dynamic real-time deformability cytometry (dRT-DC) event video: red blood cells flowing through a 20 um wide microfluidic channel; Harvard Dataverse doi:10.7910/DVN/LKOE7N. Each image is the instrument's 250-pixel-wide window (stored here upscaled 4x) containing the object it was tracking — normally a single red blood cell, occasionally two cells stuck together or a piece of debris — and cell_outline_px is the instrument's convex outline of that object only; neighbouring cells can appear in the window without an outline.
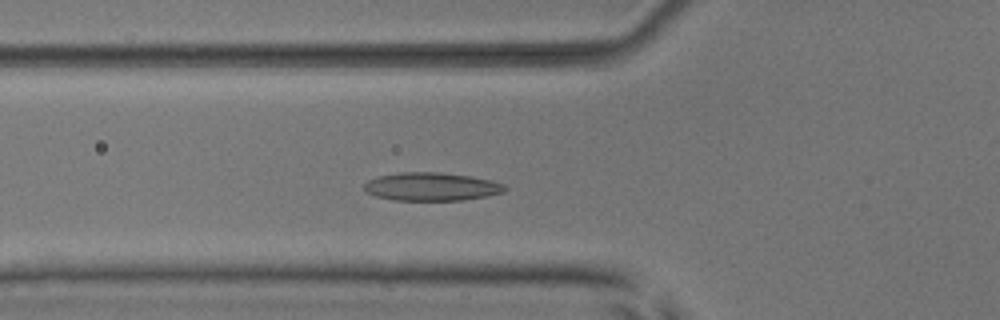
{"species": "common noctule bat (a hibernating species)", "species_latin": "Nyctalus noctula", "temperature_condition": "room temperature", "stored_images_in_passage": 51, "camera_frame_rate_fps": 3000, "um_per_image_px": 0.085, "animal": {"sex": "male", "body_mass_g": 17.9, "forearm_length_mm": 54.2}, "frame": {"image": 1, "passage_image": 16, "time_ms": 5.0, "image_size_px": [1000, 320], "cell_outline_px": [[508, 188], [504, 192], [464, 200], [392, 200], [376, 196], [364, 192], [364, 184], [368, 180], [380, 176], [400, 172], [440, 172], [472, 176], [492, 180], [504, 184]], "centroid_in_image_um": [36.68, 15.86], "position_along_channel_um": 89.1, "area_um2": 23.24}}
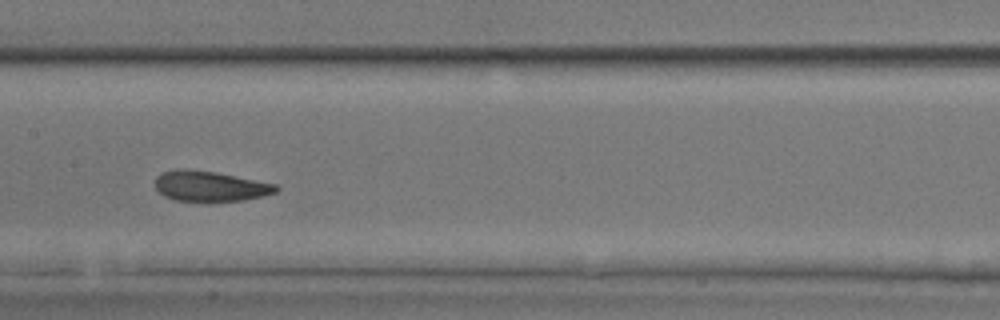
{"frame": {"image": 2, "passage_image": 24, "time_ms": 7.667, "image_size_px": [1000, 320], "cell_outline_px": [[280, 188], [276, 192], [264, 196], [244, 200], [176, 200], [164, 196], [156, 188], [156, 176], [164, 172], [184, 168], [216, 172], [276, 184]], "centroid_in_image_um": [17.89, 15.81], "position_along_channel_um": 189.5, "area_um2": 20.98}}
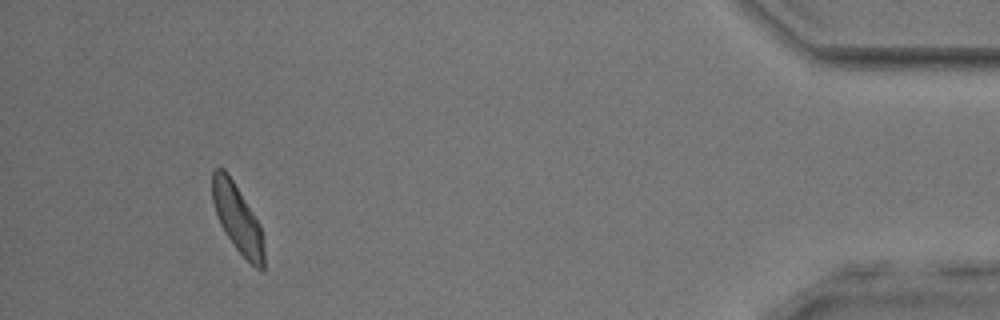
{"frame": {"image": 3, "passage_image": 47, "time_ms": 15.333, "image_size_px": [1000, 320], "cell_outline_px": [[264, 272], [260, 272], [236, 248], [224, 232], [220, 224], [212, 200], [212, 172], [216, 168], [224, 168], [228, 172], [260, 224], [264, 248]], "centroid_in_image_um": [20.19, 18.57], "position_along_channel_um": 415.0, "area_um2": 20.46}, "authors_computed_cell_mechanics": {"area_um2": 21.4438, "velocity_mm_per_s": 3.7698, "shape_relaxation_time_tau1_ms": 4.1233, "shape_relaxation_time_tau2_ms": 3.8177, "deformation_change_tau1": 0.1189, "deformation_change_tau2": 0.0824}}